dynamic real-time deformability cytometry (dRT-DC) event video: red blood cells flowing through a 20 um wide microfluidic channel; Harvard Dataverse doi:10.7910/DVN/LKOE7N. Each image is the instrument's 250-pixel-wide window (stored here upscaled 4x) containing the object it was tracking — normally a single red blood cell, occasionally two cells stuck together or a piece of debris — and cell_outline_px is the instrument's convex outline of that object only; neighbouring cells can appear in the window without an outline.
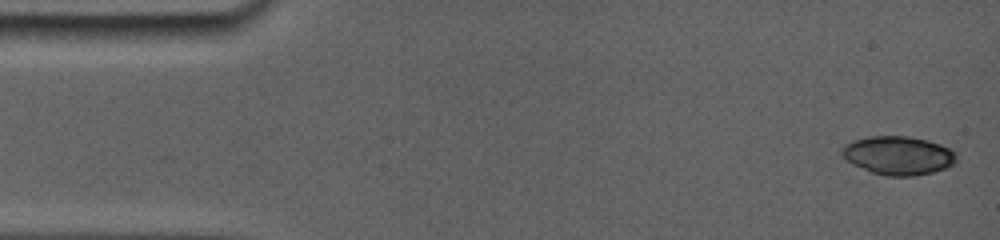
{"species": "common noctule bat (a hibernating species)", "species_latin": "Nyctalus noctula", "temperature_condition": "room temperature", "stored_images_in_passage": 6, "camera_frame_rate_fps": 5000, "um_per_image_px": 0.085, "animal": {"sex": "female", "body_mass_g": 19.0, "forearm_length_mm": 56.7}, "frame": {"image": 1, "passage_image": 1, "time_ms": 0.0, "image_size_px": [1000, 240], "cell_outline_px": [[952, 164], [944, 168], [932, 172], [912, 176], [888, 176], [872, 172], [848, 160], [844, 156], [844, 148], [856, 140], [872, 136], [904, 136], [924, 140], [948, 148], [952, 152]], "centroid_in_image_um": [76.34, 13.22], "position_along_channel_um": 8.7, "area_um2": 24.33}}
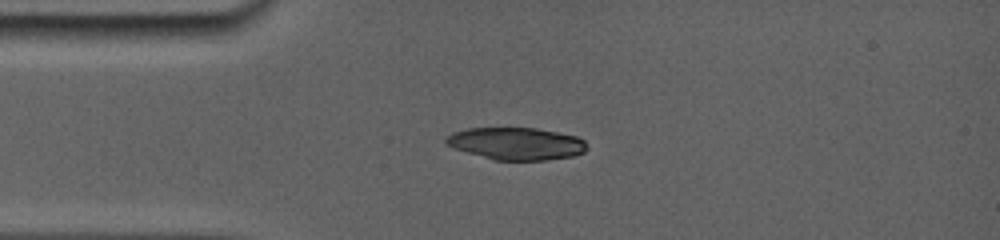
{"frame": {"image": 2, "passage_image": 5, "time_ms": 3.4, "image_size_px": [1000, 240], "cell_outline_px": [[584, 152], [572, 156], [544, 160], [496, 160], [468, 152], [456, 148], [448, 144], [444, 140], [448, 136], [456, 132], [468, 128], [536, 128], [576, 136], [584, 140]], "centroid_in_image_um": [43.9, 12.2], "position_along_channel_um": 41.1, "area_um2": 25.89}}